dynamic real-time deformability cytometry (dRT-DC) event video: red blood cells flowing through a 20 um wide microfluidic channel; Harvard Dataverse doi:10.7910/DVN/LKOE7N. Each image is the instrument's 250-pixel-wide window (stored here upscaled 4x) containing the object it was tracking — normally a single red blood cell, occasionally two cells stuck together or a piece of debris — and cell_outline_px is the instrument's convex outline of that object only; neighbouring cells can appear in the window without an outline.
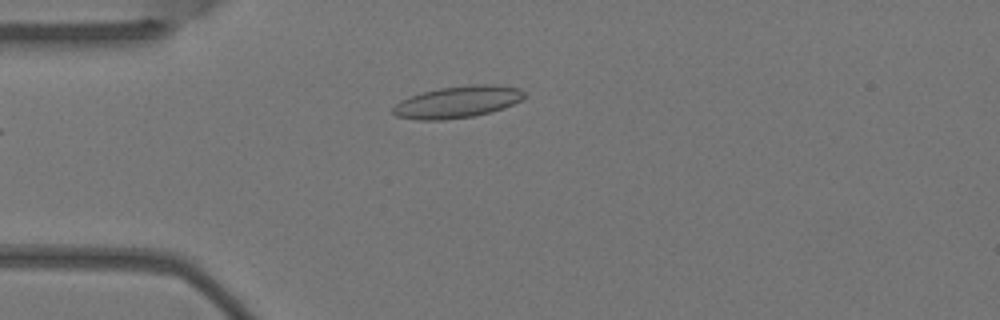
{"species": "Egyptian fruit bat (a non-hibernating species)", "species_latin": "Rousettus aegyptiacus", "temperature_condition": "warm", "stored_images_in_passage": 3, "camera_frame_rate_fps": 3000, "um_per_image_px": 0.085, "animal": {"sex": "female"}, "frame": {"image": 1, "passage_image": 3, "time_ms": 0.667, "image_size_px": [1000, 320], "cell_outline_px": [[528, 96], [524, 100], [504, 108], [492, 112], [476, 116], [444, 120], [416, 120], [396, 116], [392, 112], [392, 108], [400, 100], [420, 92], [440, 88], [468, 84], [496, 84], [520, 88]], "centroid_in_image_um": [38.94, 8.66], "position_along_channel_um": 46.1, "area_um2": 24.97}}